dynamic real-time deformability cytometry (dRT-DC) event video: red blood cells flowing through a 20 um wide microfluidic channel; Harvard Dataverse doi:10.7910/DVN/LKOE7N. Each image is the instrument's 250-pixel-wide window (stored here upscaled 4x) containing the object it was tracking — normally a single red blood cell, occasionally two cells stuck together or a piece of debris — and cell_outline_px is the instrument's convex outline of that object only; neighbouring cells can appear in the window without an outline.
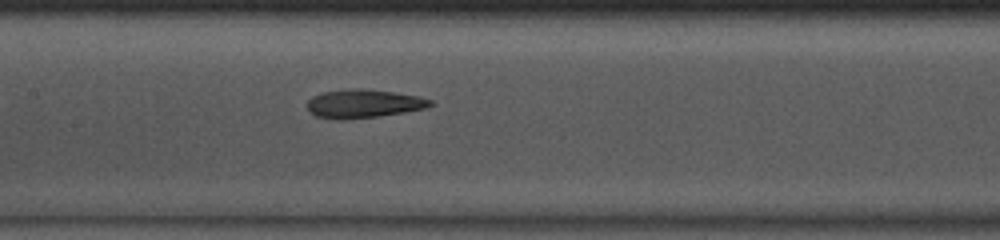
{"species": "common noctule bat (a hibernating species)", "species_latin": "Nyctalus noctula", "temperature_condition": "room temperature", "stored_images_in_passage": 36, "camera_frame_rate_fps": 3000, "um_per_image_px": 0.085, "animal": {"sex": "male", "body_mass_g": 13.0, "forearm_length_mm": 53.1}, "frame": {"image": 1, "passage_image": 11, "time_ms": 3.333, "image_size_px": [1000, 240], "cell_outline_px": [[436, 104], [424, 108], [404, 112], [376, 116], [340, 120], [336, 120], [316, 116], [308, 108], [308, 100], [312, 96], [324, 92], [356, 88], [364, 88], [396, 92], [420, 96], [432, 100]], "centroid_in_image_um": [30.94, 8.8], "position_along_channel_um": 176.5, "area_um2": 20.4}}
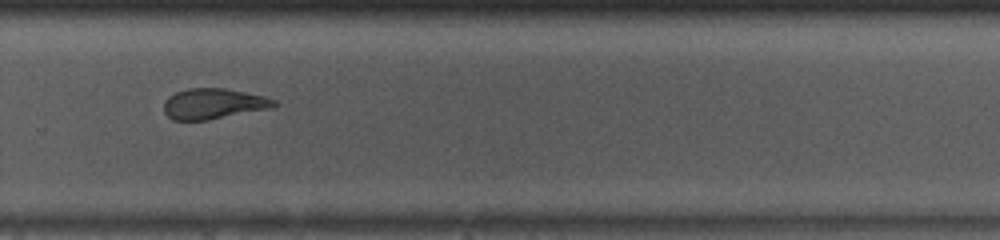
{"frame": {"image": 2, "passage_image": 21, "time_ms": 6.667, "image_size_px": [1000, 240], "cell_outline_px": [[280, 104], [272, 108], [208, 120], [172, 120], [164, 112], [164, 100], [168, 96], [176, 92], [188, 88], [224, 88], [264, 96], [276, 100]], "centroid_in_image_um": [18.15, 8.82], "position_along_channel_um": 311.6, "area_um2": 19.77}, "authors_computed_cell_mechanics": {"area_um2": 20.6057, "velocity_mm_per_s": 4.0858, "shape_relaxation_time_tau1_ms": 4.2511, "shape_relaxation_time_tau2_ms": 2.2434, "deformation_change_tau1": 0.1767, "deformation_change_tau2": 0.1191}}